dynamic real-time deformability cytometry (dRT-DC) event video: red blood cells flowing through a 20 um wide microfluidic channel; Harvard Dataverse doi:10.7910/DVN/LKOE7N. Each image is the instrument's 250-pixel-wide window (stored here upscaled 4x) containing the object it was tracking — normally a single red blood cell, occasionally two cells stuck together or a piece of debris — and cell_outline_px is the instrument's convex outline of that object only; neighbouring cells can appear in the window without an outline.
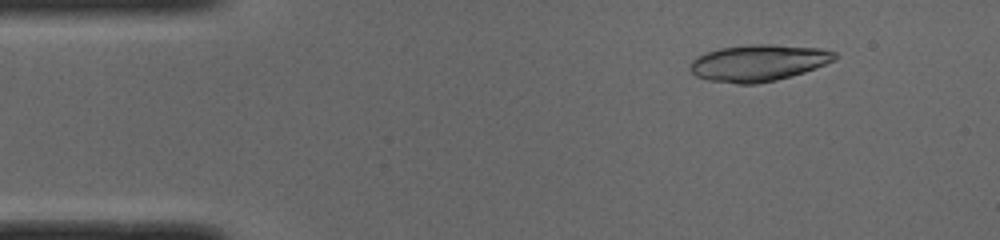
{"species": "common noctule bat (a hibernating species)", "species_latin": "Nyctalus noctula", "temperature_condition": "cold", "stored_images_in_passage": 47, "camera_frame_rate_fps": 3000, "um_per_image_px": 0.085, "animal": {"sex": "male", "body_mass_g": 19.0, "forearm_length_mm": 50.8}, "frame": {"image": 1, "passage_image": 6, "time_ms": 1.667, "image_size_px": [1000, 240], "cell_outline_px": [[840, 56], [836, 60], [804, 72], [776, 80], [756, 84], [736, 84], [708, 80], [696, 76], [688, 68], [688, 64], [696, 56], [720, 48], [752, 44], [772, 44], [820, 48], [836, 52]], "centroid_in_image_um": [64.47, 5.34], "position_along_channel_um": 20.5, "area_um2": 31.04}}
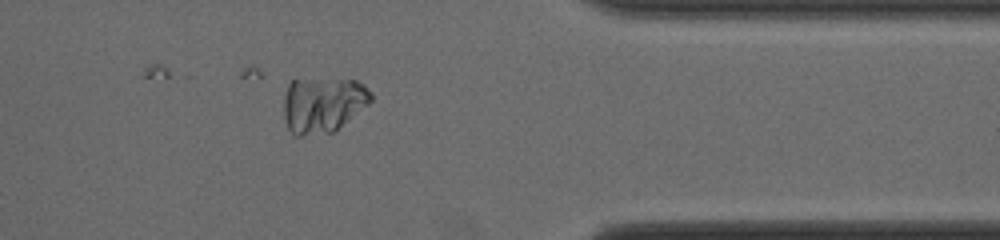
{"frame": {"image": 2, "passage_image": 40, "time_ms": 13.0, "image_size_px": [1000, 240], "cell_outline_px": [[372, 100], [368, 104], [332, 132], [300, 136], [296, 136], [288, 128], [284, 120], [284, 96], [288, 84], [292, 80], [356, 80], [364, 84], [372, 92]], "centroid_in_image_um": [27.43, 8.89], "position_along_channel_um": 384.0, "area_um2": 27.98}}